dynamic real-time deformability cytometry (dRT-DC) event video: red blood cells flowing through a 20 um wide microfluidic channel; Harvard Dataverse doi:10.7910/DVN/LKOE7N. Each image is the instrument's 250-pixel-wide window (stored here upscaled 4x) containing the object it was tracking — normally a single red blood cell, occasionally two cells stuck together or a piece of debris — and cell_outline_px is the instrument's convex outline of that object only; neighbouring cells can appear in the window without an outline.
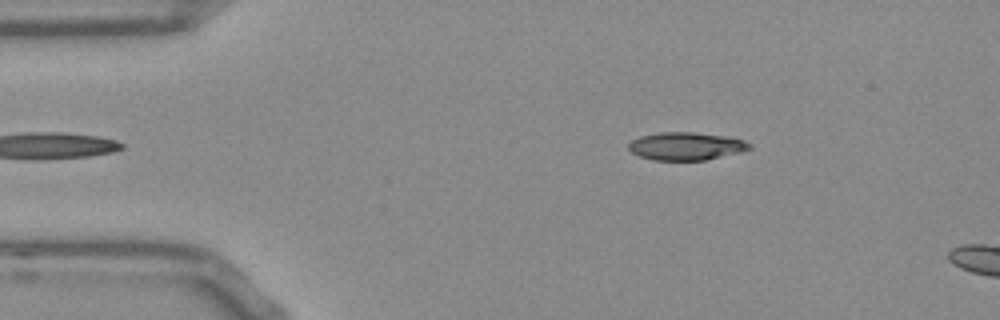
{"species": "Egyptian fruit bat (a non-hibernating species)", "species_latin": "Rousettus aegyptiacus", "temperature_condition": "room temperature", "stored_images_in_passage": 7, "camera_frame_rate_fps": 3000, "um_per_image_px": 0.085, "frame": {"image": 1, "passage_image": 4, "time_ms": 1.0, "image_size_px": [1000, 320], "cell_outline_px": [[752, 148], [740, 152], [704, 160], [652, 160], [640, 156], [632, 152], [628, 148], [628, 144], [632, 140], [640, 136], [660, 132], [692, 132], [724, 136], [744, 140], [752, 144]], "centroid_in_image_um": [58.31, 12.42], "position_along_channel_um": 26.7, "area_um2": 19.54}}